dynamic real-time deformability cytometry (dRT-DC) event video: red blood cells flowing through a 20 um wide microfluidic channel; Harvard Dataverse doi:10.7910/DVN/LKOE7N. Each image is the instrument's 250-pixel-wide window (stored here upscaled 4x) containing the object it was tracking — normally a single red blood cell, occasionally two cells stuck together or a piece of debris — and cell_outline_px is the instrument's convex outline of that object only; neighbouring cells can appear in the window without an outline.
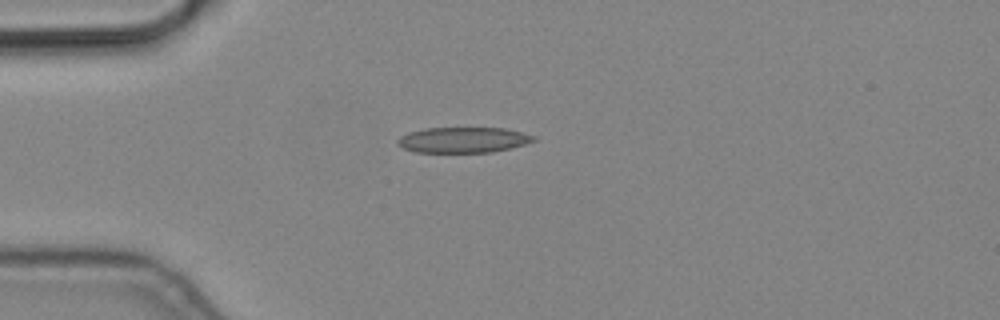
{"species": "common noctule bat (a hibernating species)", "species_latin": "Nyctalus noctula", "temperature_condition": "cold", "stored_images_in_passage": 1, "camera_frame_rate_fps": 3000, "um_per_image_px": 0.085, "animal": {"sex": "male", "body_mass_g": 19.2, "forearm_length_mm": 51.8}, "frame": {"image": 1, "passage_image": 1, "time_ms": 0.0, "image_size_px": [1000, 320], "cell_outline_px": [[536, 140], [524, 144], [492, 152], [416, 152], [404, 148], [396, 144], [396, 140], [400, 136], [408, 132], [424, 128], [504, 128], [536, 136]], "centroid_in_image_um": [39.32, 11.89], "position_along_channel_um": 45.7, "area_um2": 20.17}}